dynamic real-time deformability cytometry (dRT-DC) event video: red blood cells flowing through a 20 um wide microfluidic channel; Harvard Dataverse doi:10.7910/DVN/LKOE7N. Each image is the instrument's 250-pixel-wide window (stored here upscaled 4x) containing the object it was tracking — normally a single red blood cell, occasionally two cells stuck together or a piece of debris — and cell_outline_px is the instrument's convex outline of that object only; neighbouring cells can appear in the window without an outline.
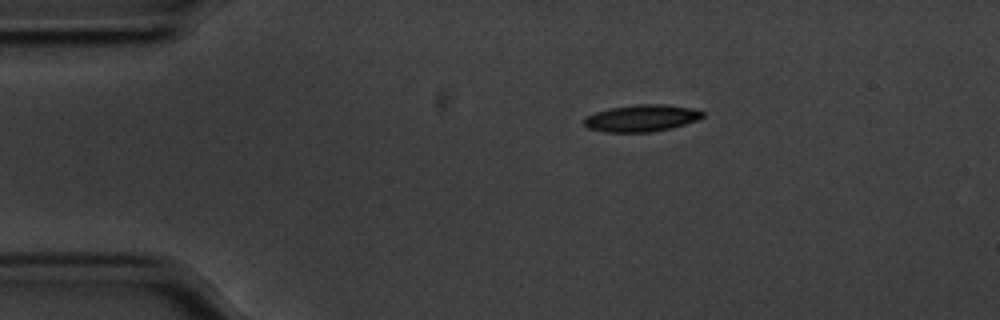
{"species": "common noctule bat (a hibernating species)", "species_latin": "Nyctalus noctula", "temperature_condition": "cold", "stored_images_in_passage": 47, "camera_frame_rate_fps": 3000, "um_per_image_px": 0.085, "animal": {"sex": "male", "body_mass_g": 20.1, "forearm_length_mm": 53.5}, "frame": {"image": 1, "passage_image": 1, "time_ms": 0.0, "image_size_px": [1000, 320], "cell_outline_px": [[704, 116], [696, 120], [672, 128], [652, 132], [604, 132], [588, 128], [580, 120], [596, 112], [608, 108], [636, 104], [664, 104], [688, 108], [704, 112]], "centroid_in_image_um": [54.48, 10.05], "position_along_channel_um": 30.5, "area_um2": 18.55}}
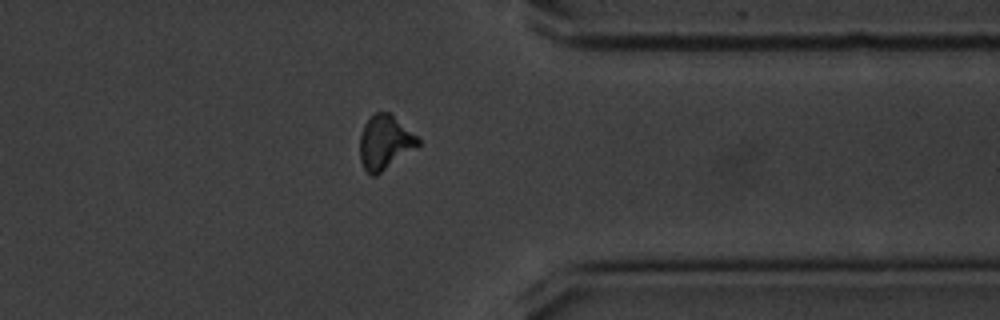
{"frame": {"image": 2, "passage_image": 35, "time_ms": 11.333, "image_size_px": [1000, 320], "cell_outline_px": [[420, 144], [376, 176], [372, 176], [364, 168], [360, 160], [360, 136], [364, 124], [376, 112], [388, 112], [416, 136], [420, 140]], "centroid_in_image_um": [32.68, 12.12], "position_along_channel_um": 378.7, "area_um2": 17.86}}
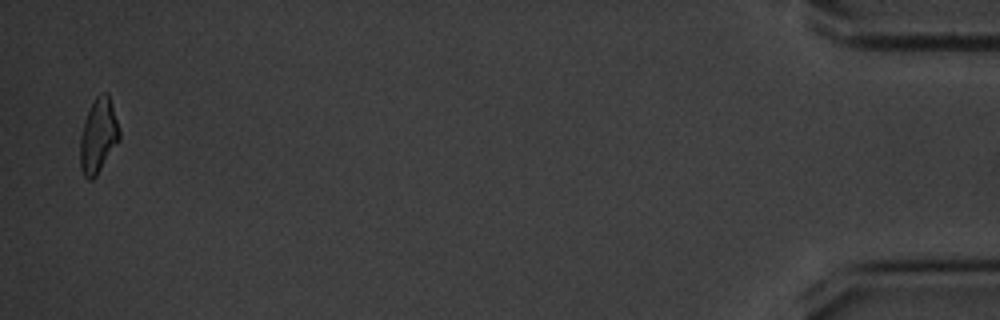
{"frame": {"image": 3, "passage_image": 46, "time_ms": 15.0, "image_size_px": [1000, 320], "cell_outline_px": [[120, 140], [96, 176], [92, 180], [88, 180], [84, 176], [80, 168], [80, 136], [84, 120], [92, 100], [100, 92], [108, 92], [112, 104], [120, 132]], "centroid_in_image_um": [8.35, 11.52], "position_along_channel_um": 426.9, "area_um2": 17.28}, "authors_computed_cell_mechanics": {"area_um2": 18.5538, "velocity_mm_per_s": 3.5407, "shape_relaxation_time_tau1_ms": 2.5561, "shape_relaxation_time_tau2_ms": null, "deformation_change_tau1": 0.1166, "deformation_change_tau2": null}}